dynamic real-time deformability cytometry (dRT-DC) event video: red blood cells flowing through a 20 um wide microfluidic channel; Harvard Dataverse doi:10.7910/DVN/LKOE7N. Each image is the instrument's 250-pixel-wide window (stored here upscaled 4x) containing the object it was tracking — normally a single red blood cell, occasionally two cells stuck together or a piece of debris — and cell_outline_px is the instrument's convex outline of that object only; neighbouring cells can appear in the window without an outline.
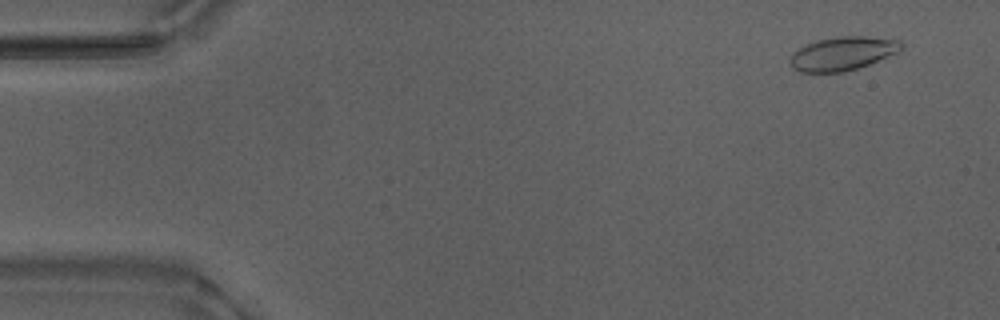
{"species": "Egyptian fruit bat (a non-hibernating species)", "species_latin": "Rousettus aegyptiacus", "temperature_condition": "warm", "stored_images_in_passage": 51, "camera_frame_rate_fps": 3000, "um_per_image_px": 0.085, "animal": {"sex": "male"}, "frame": {"image": 1, "passage_image": 4, "time_ms": 1.0, "image_size_px": [1000, 320], "cell_outline_px": [[904, 44], [900, 52], [868, 64], [844, 72], [800, 72], [792, 68], [792, 52], [816, 40], [836, 36], [864, 36], [900, 40]], "centroid_in_image_um": [71.66, 4.54], "position_along_channel_um": 13.3, "area_um2": 21.68}}
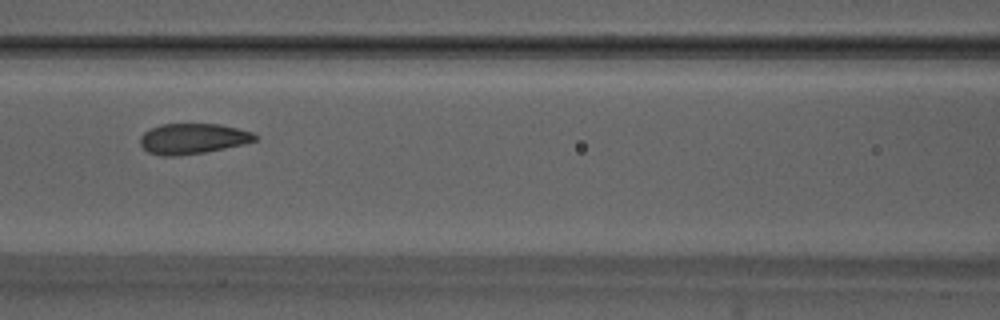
{"frame": {"image": 2, "passage_image": 24, "time_ms": 7.667, "image_size_px": [1000, 320], "cell_outline_px": [[260, 136], [256, 140], [244, 144], [204, 152], [176, 156], [160, 156], [148, 152], [140, 144], [140, 136], [144, 132], [160, 124], [220, 124], [252, 132]], "centroid_in_image_um": [16.38, 11.79], "position_along_channel_um": 150.2, "area_um2": 20.4}}
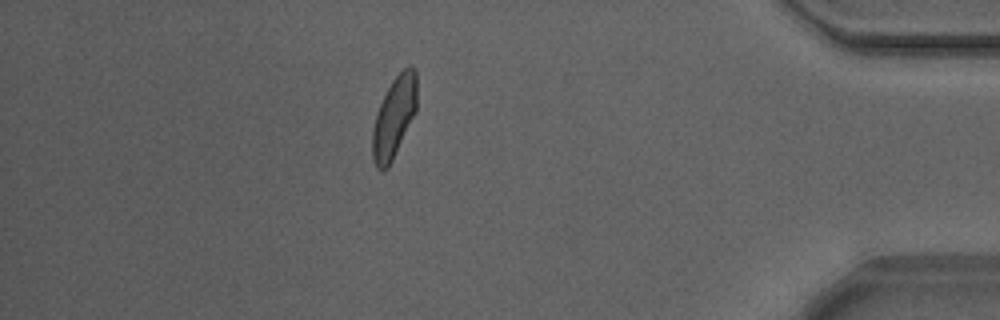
{"frame": {"image": 3, "passage_image": 47, "time_ms": 15.333, "image_size_px": [1000, 320], "cell_outline_px": [[416, 112], [388, 168], [380, 172], [376, 168], [372, 156], [372, 128], [376, 112], [392, 80], [408, 64], [412, 64], [416, 68]], "centroid_in_image_um": [33.49, 9.96], "position_along_channel_um": 401.7, "area_um2": 21.1}, "authors_computed_cell_mechanics": {"area_um2": 20.9236, "velocity_mm_per_s": 3.8543, "shape_relaxation_time_tau1_ms": 4.0058, "shape_relaxation_time_tau2_ms": 0.7286, "deformation_change_tau1": 0.1101, "deformation_change_tau2": 0.0494}}